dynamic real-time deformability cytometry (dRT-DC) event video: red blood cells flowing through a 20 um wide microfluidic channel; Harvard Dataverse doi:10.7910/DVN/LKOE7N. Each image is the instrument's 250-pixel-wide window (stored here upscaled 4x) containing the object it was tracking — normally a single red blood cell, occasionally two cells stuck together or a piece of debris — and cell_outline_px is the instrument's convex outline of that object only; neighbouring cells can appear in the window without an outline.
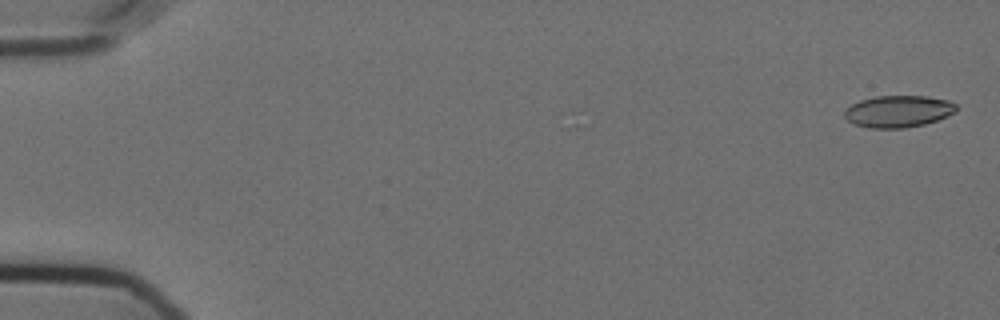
{"species": "Egyptian fruit bat (a non-hibernating species)", "species_latin": "Rousettus aegyptiacus", "temperature_condition": "cold", "stored_images_in_passage": 7, "camera_frame_rate_fps": 3000, "um_per_image_px": 0.085, "animal": {"sex": "female"}, "frame": {"image": 1, "passage_image": 2, "time_ms": 0.333, "image_size_px": [1000, 320], "cell_outline_px": [[956, 112], [936, 120], [924, 124], [904, 128], [868, 128], [852, 124], [844, 116], [844, 112], [852, 104], [860, 100], [876, 96], [928, 96], [948, 100], [956, 104]], "centroid_in_image_um": [76.34, 9.47], "position_along_channel_um": 8.7, "area_um2": 20.75}}